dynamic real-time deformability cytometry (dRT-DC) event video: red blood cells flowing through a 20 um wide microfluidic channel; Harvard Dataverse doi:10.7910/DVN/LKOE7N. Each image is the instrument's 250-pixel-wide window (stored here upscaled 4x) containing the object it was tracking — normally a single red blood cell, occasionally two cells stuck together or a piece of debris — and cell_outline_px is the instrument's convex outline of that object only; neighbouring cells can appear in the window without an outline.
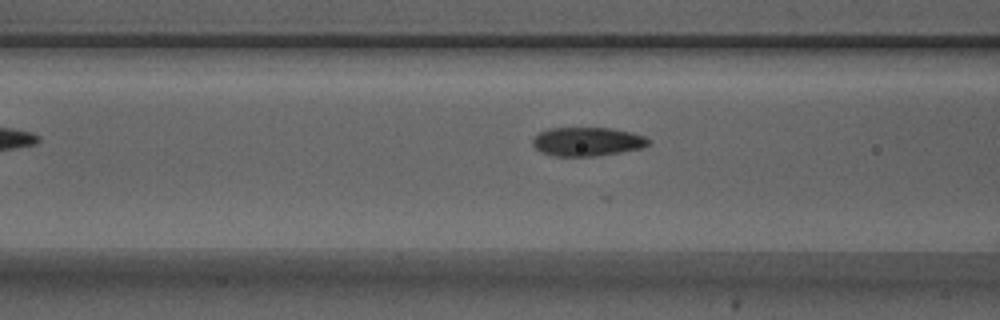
{"species": "Egyptian fruit bat (a non-hibernating species)", "species_latin": "Rousettus aegyptiacus", "temperature_condition": "warm", "stored_images_in_passage": 8, "camera_frame_rate_fps": 3000, "um_per_image_px": 0.085, "animal": {"sex": "male"}, "frame": {"image": 1, "passage_image": 6, "time_ms": 1.667, "image_size_px": [1000, 320], "cell_outline_px": [[652, 140], [648, 144], [640, 148], [620, 152], [596, 156], [552, 156], [540, 152], [532, 144], [532, 140], [540, 132], [548, 128], [612, 128], [632, 132], [644, 136]], "centroid_in_image_um": [49.91, 12.03], "position_along_channel_um": 116.7, "area_um2": 19.48}}